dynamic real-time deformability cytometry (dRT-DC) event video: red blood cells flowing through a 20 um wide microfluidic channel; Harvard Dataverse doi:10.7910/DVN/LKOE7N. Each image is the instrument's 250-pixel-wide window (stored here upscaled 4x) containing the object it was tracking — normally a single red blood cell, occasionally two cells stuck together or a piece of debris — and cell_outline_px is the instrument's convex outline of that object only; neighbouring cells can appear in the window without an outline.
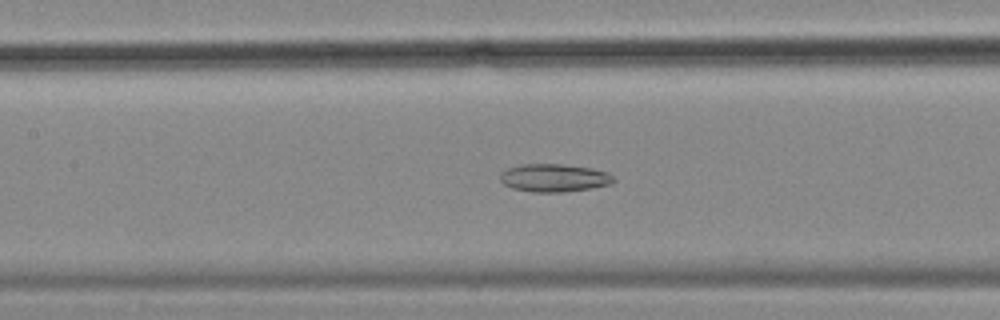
{"species": "common noctule bat (a hibernating species)", "species_latin": "Nyctalus noctula", "temperature_condition": "cold", "stored_images_in_passage": 57, "camera_frame_rate_fps": 3000, "um_per_image_px": 0.085, "animal": {"sex": "female", "body_mass_g": 18.4}, "frame": {"image": 1, "passage_image": 26, "time_ms": 8.333, "image_size_px": [1000, 320], "cell_outline_px": [[616, 180], [612, 184], [564, 192], [532, 192], [512, 188], [504, 184], [500, 180], [500, 172], [508, 168], [520, 164], [560, 164], [592, 168], [608, 172]], "centroid_in_image_um": [47.08, 15.11], "position_along_channel_um": 160.3, "area_um2": 18.5}}
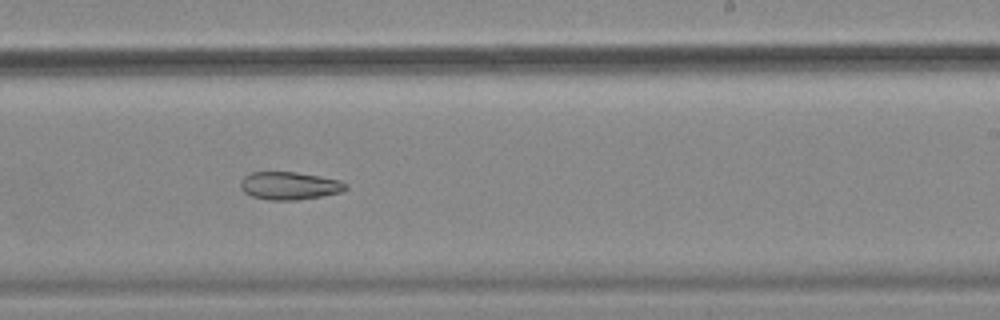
{"frame": {"image": 2, "passage_image": 35, "time_ms": 11.333, "image_size_px": [1000, 320], "cell_outline_px": [[348, 188], [340, 192], [320, 196], [296, 200], [268, 200], [252, 196], [244, 192], [240, 188], [240, 180], [244, 176], [252, 172], [296, 172], [320, 176], [340, 180], [348, 184]], "centroid_in_image_um": [24.59, 15.78], "position_along_channel_um": 264.4, "area_um2": 17.11}}
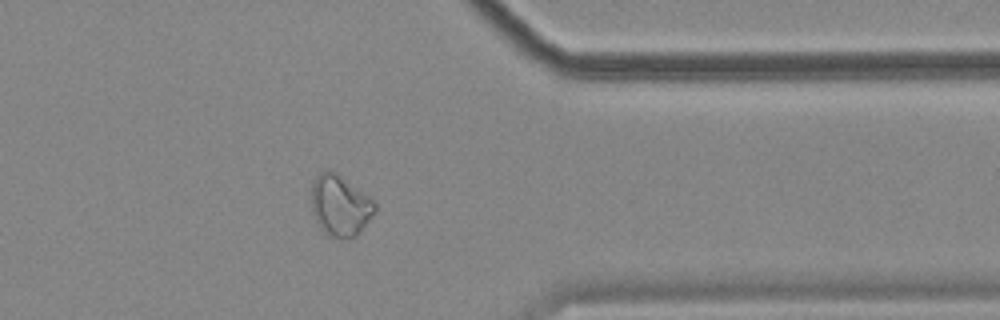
{"frame": {"image": 3, "passage_image": 46, "time_ms": 15.0, "image_size_px": [1000, 320], "cell_outline_px": [[376, 212], [356, 236], [328, 236], [320, 228], [312, 212], [312, 184], [316, 176], [320, 172], [328, 168], [336, 172], [368, 196], [376, 204]], "centroid_in_image_um": [28.9, 17.44], "position_along_channel_um": 382.5, "area_um2": 22.25}}